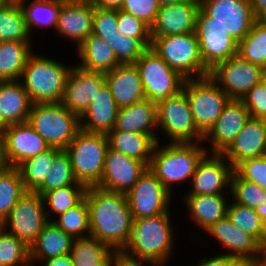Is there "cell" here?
<instances>
[{"label":"cell","instance_id":"cell-57","mask_svg":"<svg viewBox=\"0 0 266 266\" xmlns=\"http://www.w3.org/2000/svg\"><path fill=\"white\" fill-rule=\"evenodd\" d=\"M254 210L262 219L261 241H264L266 240V203Z\"/></svg>","mask_w":266,"mask_h":266},{"label":"cell","instance_id":"cell-46","mask_svg":"<svg viewBox=\"0 0 266 266\" xmlns=\"http://www.w3.org/2000/svg\"><path fill=\"white\" fill-rule=\"evenodd\" d=\"M113 49L120 64H134L147 48L135 38L122 35L120 32L113 39H105Z\"/></svg>","mask_w":266,"mask_h":266},{"label":"cell","instance_id":"cell-24","mask_svg":"<svg viewBox=\"0 0 266 266\" xmlns=\"http://www.w3.org/2000/svg\"><path fill=\"white\" fill-rule=\"evenodd\" d=\"M222 155L233 168L246 159L266 155L264 120L249 118L232 144Z\"/></svg>","mask_w":266,"mask_h":266},{"label":"cell","instance_id":"cell-11","mask_svg":"<svg viewBox=\"0 0 266 266\" xmlns=\"http://www.w3.org/2000/svg\"><path fill=\"white\" fill-rule=\"evenodd\" d=\"M48 223L43 197L27 191L2 222V228L30 247Z\"/></svg>","mask_w":266,"mask_h":266},{"label":"cell","instance_id":"cell-12","mask_svg":"<svg viewBox=\"0 0 266 266\" xmlns=\"http://www.w3.org/2000/svg\"><path fill=\"white\" fill-rule=\"evenodd\" d=\"M199 8L209 16V22L223 27L237 42L256 21L249 0H199Z\"/></svg>","mask_w":266,"mask_h":266},{"label":"cell","instance_id":"cell-60","mask_svg":"<svg viewBox=\"0 0 266 266\" xmlns=\"http://www.w3.org/2000/svg\"><path fill=\"white\" fill-rule=\"evenodd\" d=\"M7 167L5 162H4V158H3V151H2V144L0 141V172Z\"/></svg>","mask_w":266,"mask_h":266},{"label":"cell","instance_id":"cell-40","mask_svg":"<svg viewBox=\"0 0 266 266\" xmlns=\"http://www.w3.org/2000/svg\"><path fill=\"white\" fill-rule=\"evenodd\" d=\"M246 61L263 67L266 62V20H256L250 32L238 42V53Z\"/></svg>","mask_w":266,"mask_h":266},{"label":"cell","instance_id":"cell-2","mask_svg":"<svg viewBox=\"0 0 266 266\" xmlns=\"http://www.w3.org/2000/svg\"><path fill=\"white\" fill-rule=\"evenodd\" d=\"M170 217L168 211L133 220L126 243L117 255L130 261L167 266L175 251V234Z\"/></svg>","mask_w":266,"mask_h":266},{"label":"cell","instance_id":"cell-48","mask_svg":"<svg viewBox=\"0 0 266 266\" xmlns=\"http://www.w3.org/2000/svg\"><path fill=\"white\" fill-rule=\"evenodd\" d=\"M117 10L95 6L92 34L101 39H113L118 33Z\"/></svg>","mask_w":266,"mask_h":266},{"label":"cell","instance_id":"cell-27","mask_svg":"<svg viewBox=\"0 0 266 266\" xmlns=\"http://www.w3.org/2000/svg\"><path fill=\"white\" fill-rule=\"evenodd\" d=\"M118 106L106 84L80 117V128L85 132L107 134L115 125Z\"/></svg>","mask_w":266,"mask_h":266},{"label":"cell","instance_id":"cell-16","mask_svg":"<svg viewBox=\"0 0 266 266\" xmlns=\"http://www.w3.org/2000/svg\"><path fill=\"white\" fill-rule=\"evenodd\" d=\"M0 141L6 166L15 168L50 147L27 121L4 127Z\"/></svg>","mask_w":266,"mask_h":266},{"label":"cell","instance_id":"cell-45","mask_svg":"<svg viewBox=\"0 0 266 266\" xmlns=\"http://www.w3.org/2000/svg\"><path fill=\"white\" fill-rule=\"evenodd\" d=\"M227 217L237 228L261 242L262 219L253 208L229 202Z\"/></svg>","mask_w":266,"mask_h":266},{"label":"cell","instance_id":"cell-19","mask_svg":"<svg viewBox=\"0 0 266 266\" xmlns=\"http://www.w3.org/2000/svg\"><path fill=\"white\" fill-rule=\"evenodd\" d=\"M147 168L144 162L108 148L104 171L97 187L127 194Z\"/></svg>","mask_w":266,"mask_h":266},{"label":"cell","instance_id":"cell-34","mask_svg":"<svg viewBox=\"0 0 266 266\" xmlns=\"http://www.w3.org/2000/svg\"><path fill=\"white\" fill-rule=\"evenodd\" d=\"M33 42H0V81L19 80L27 58L34 52Z\"/></svg>","mask_w":266,"mask_h":266},{"label":"cell","instance_id":"cell-62","mask_svg":"<svg viewBox=\"0 0 266 266\" xmlns=\"http://www.w3.org/2000/svg\"><path fill=\"white\" fill-rule=\"evenodd\" d=\"M3 1H17V2H19L21 0H3Z\"/></svg>","mask_w":266,"mask_h":266},{"label":"cell","instance_id":"cell-59","mask_svg":"<svg viewBox=\"0 0 266 266\" xmlns=\"http://www.w3.org/2000/svg\"><path fill=\"white\" fill-rule=\"evenodd\" d=\"M160 6L170 5V4H176L180 3L185 0H157Z\"/></svg>","mask_w":266,"mask_h":266},{"label":"cell","instance_id":"cell-47","mask_svg":"<svg viewBox=\"0 0 266 266\" xmlns=\"http://www.w3.org/2000/svg\"><path fill=\"white\" fill-rule=\"evenodd\" d=\"M117 22L122 35L138 39L147 49L150 48L151 32L146 23L122 10H117Z\"/></svg>","mask_w":266,"mask_h":266},{"label":"cell","instance_id":"cell-1","mask_svg":"<svg viewBox=\"0 0 266 266\" xmlns=\"http://www.w3.org/2000/svg\"><path fill=\"white\" fill-rule=\"evenodd\" d=\"M85 198L89 208L90 236L116 253L126 243L133 223L126 194L88 187Z\"/></svg>","mask_w":266,"mask_h":266},{"label":"cell","instance_id":"cell-7","mask_svg":"<svg viewBox=\"0 0 266 266\" xmlns=\"http://www.w3.org/2000/svg\"><path fill=\"white\" fill-rule=\"evenodd\" d=\"M106 134L80 130L65 149L69 154L75 180L87 188L100 183L108 149Z\"/></svg>","mask_w":266,"mask_h":266},{"label":"cell","instance_id":"cell-30","mask_svg":"<svg viewBox=\"0 0 266 266\" xmlns=\"http://www.w3.org/2000/svg\"><path fill=\"white\" fill-rule=\"evenodd\" d=\"M80 68L107 73L120 65L111 46L100 37L91 34L77 49Z\"/></svg>","mask_w":266,"mask_h":266},{"label":"cell","instance_id":"cell-20","mask_svg":"<svg viewBox=\"0 0 266 266\" xmlns=\"http://www.w3.org/2000/svg\"><path fill=\"white\" fill-rule=\"evenodd\" d=\"M249 111L241 100L230 99L225 105L220 117L204 135L203 143L210 142V148L206 146L209 154H223L234 141L249 120ZM210 150V151H209Z\"/></svg>","mask_w":266,"mask_h":266},{"label":"cell","instance_id":"cell-42","mask_svg":"<svg viewBox=\"0 0 266 266\" xmlns=\"http://www.w3.org/2000/svg\"><path fill=\"white\" fill-rule=\"evenodd\" d=\"M72 184H81L75 180L69 154L61 149L55 156L51 171L46 175L43 184L35 191L41 196L46 192Z\"/></svg>","mask_w":266,"mask_h":266},{"label":"cell","instance_id":"cell-63","mask_svg":"<svg viewBox=\"0 0 266 266\" xmlns=\"http://www.w3.org/2000/svg\"><path fill=\"white\" fill-rule=\"evenodd\" d=\"M2 129H3V127L0 125V134H1Z\"/></svg>","mask_w":266,"mask_h":266},{"label":"cell","instance_id":"cell-52","mask_svg":"<svg viewBox=\"0 0 266 266\" xmlns=\"http://www.w3.org/2000/svg\"><path fill=\"white\" fill-rule=\"evenodd\" d=\"M196 266H247L240 259L226 254H218L214 257H204Z\"/></svg>","mask_w":266,"mask_h":266},{"label":"cell","instance_id":"cell-38","mask_svg":"<svg viewBox=\"0 0 266 266\" xmlns=\"http://www.w3.org/2000/svg\"><path fill=\"white\" fill-rule=\"evenodd\" d=\"M86 190L84 184H72L46 192L42 197L49 222L78 205L85 198ZM52 214L54 218H50Z\"/></svg>","mask_w":266,"mask_h":266},{"label":"cell","instance_id":"cell-25","mask_svg":"<svg viewBox=\"0 0 266 266\" xmlns=\"http://www.w3.org/2000/svg\"><path fill=\"white\" fill-rule=\"evenodd\" d=\"M104 78L119 109L146 98L135 64H120L113 70L104 73Z\"/></svg>","mask_w":266,"mask_h":266},{"label":"cell","instance_id":"cell-18","mask_svg":"<svg viewBox=\"0 0 266 266\" xmlns=\"http://www.w3.org/2000/svg\"><path fill=\"white\" fill-rule=\"evenodd\" d=\"M104 85V73L72 65L60 103L81 117Z\"/></svg>","mask_w":266,"mask_h":266},{"label":"cell","instance_id":"cell-33","mask_svg":"<svg viewBox=\"0 0 266 266\" xmlns=\"http://www.w3.org/2000/svg\"><path fill=\"white\" fill-rule=\"evenodd\" d=\"M74 266H110L117 253L92 236L76 238L69 253Z\"/></svg>","mask_w":266,"mask_h":266},{"label":"cell","instance_id":"cell-36","mask_svg":"<svg viewBox=\"0 0 266 266\" xmlns=\"http://www.w3.org/2000/svg\"><path fill=\"white\" fill-rule=\"evenodd\" d=\"M65 0H26L19 1L24 12L26 25L30 35L33 37L36 28H50L55 30L58 21L60 6ZM32 33V34H31Z\"/></svg>","mask_w":266,"mask_h":266},{"label":"cell","instance_id":"cell-14","mask_svg":"<svg viewBox=\"0 0 266 266\" xmlns=\"http://www.w3.org/2000/svg\"><path fill=\"white\" fill-rule=\"evenodd\" d=\"M209 76L229 96L241 100L247 92L263 80L262 67L254 65L238 54L217 64Z\"/></svg>","mask_w":266,"mask_h":266},{"label":"cell","instance_id":"cell-21","mask_svg":"<svg viewBox=\"0 0 266 266\" xmlns=\"http://www.w3.org/2000/svg\"><path fill=\"white\" fill-rule=\"evenodd\" d=\"M95 6L91 0H65L58 14L55 31L76 43V49L92 34Z\"/></svg>","mask_w":266,"mask_h":266},{"label":"cell","instance_id":"cell-31","mask_svg":"<svg viewBox=\"0 0 266 266\" xmlns=\"http://www.w3.org/2000/svg\"><path fill=\"white\" fill-rule=\"evenodd\" d=\"M106 136L110 149L142 161L148 167L150 166L154 148L158 143L152 136L114 129L108 132Z\"/></svg>","mask_w":266,"mask_h":266},{"label":"cell","instance_id":"cell-44","mask_svg":"<svg viewBox=\"0 0 266 266\" xmlns=\"http://www.w3.org/2000/svg\"><path fill=\"white\" fill-rule=\"evenodd\" d=\"M229 190L234 203L253 209L266 203V191L259 185L241 178L235 171L231 176Z\"/></svg>","mask_w":266,"mask_h":266},{"label":"cell","instance_id":"cell-28","mask_svg":"<svg viewBox=\"0 0 266 266\" xmlns=\"http://www.w3.org/2000/svg\"><path fill=\"white\" fill-rule=\"evenodd\" d=\"M31 101L19 80L0 81V125L26 122L29 118Z\"/></svg>","mask_w":266,"mask_h":266},{"label":"cell","instance_id":"cell-50","mask_svg":"<svg viewBox=\"0 0 266 266\" xmlns=\"http://www.w3.org/2000/svg\"><path fill=\"white\" fill-rule=\"evenodd\" d=\"M159 8L157 0H124L120 10L132 14L151 28Z\"/></svg>","mask_w":266,"mask_h":266},{"label":"cell","instance_id":"cell-22","mask_svg":"<svg viewBox=\"0 0 266 266\" xmlns=\"http://www.w3.org/2000/svg\"><path fill=\"white\" fill-rule=\"evenodd\" d=\"M207 232L227 250L226 255L240 259L245 265L252 266L258 257L259 242L250 234L242 231L231 223L226 216L212 224Z\"/></svg>","mask_w":266,"mask_h":266},{"label":"cell","instance_id":"cell-5","mask_svg":"<svg viewBox=\"0 0 266 266\" xmlns=\"http://www.w3.org/2000/svg\"><path fill=\"white\" fill-rule=\"evenodd\" d=\"M27 122L50 147L66 149L81 130L80 117L59 103L32 104Z\"/></svg>","mask_w":266,"mask_h":266},{"label":"cell","instance_id":"cell-10","mask_svg":"<svg viewBox=\"0 0 266 266\" xmlns=\"http://www.w3.org/2000/svg\"><path fill=\"white\" fill-rule=\"evenodd\" d=\"M134 64L139 71L146 99L157 103L184 87L186 79L151 48H148Z\"/></svg>","mask_w":266,"mask_h":266},{"label":"cell","instance_id":"cell-29","mask_svg":"<svg viewBox=\"0 0 266 266\" xmlns=\"http://www.w3.org/2000/svg\"><path fill=\"white\" fill-rule=\"evenodd\" d=\"M184 203L195 226L205 231L227 216L229 201L225 194L184 195Z\"/></svg>","mask_w":266,"mask_h":266},{"label":"cell","instance_id":"cell-23","mask_svg":"<svg viewBox=\"0 0 266 266\" xmlns=\"http://www.w3.org/2000/svg\"><path fill=\"white\" fill-rule=\"evenodd\" d=\"M199 0L160 6L150 28L151 38L195 32Z\"/></svg>","mask_w":266,"mask_h":266},{"label":"cell","instance_id":"cell-61","mask_svg":"<svg viewBox=\"0 0 266 266\" xmlns=\"http://www.w3.org/2000/svg\"><path fill=\"white\" fill-rule=\"evenodd\" d=\"M262 70H263V75H264L263 80L266 82V62L264 66L262 67Z\"/></svg>","mask_w":266,"mask_h":266},{"label":"cell","instance_id":"cell-56","mask_svg":"<svg viewBox=\"0 0 266 266\" xmlns=\"http://www.w3.org/2000/svg\"><path fill=\"white\" fill-rule=\"evenodd\" d=\"M146 264H149L148 266H157L154 264L150 263H145V262H135V261H130L126 258H124L121 255H117L111 262L110 266H146Z\"/></svg>","mask_w":266,"mask_h":266},{"label":"cell","instance_id":"cell-13","mask_svg":"<svg viewBox=\"0 0 266 266\" xmlns=\"http://www.w3.org/2000/svg\"><path fill=\"white\" fill-rule=\"evenodd\" d=\"M133 220L153 217L170 210L172 194L149 169L126 194Z\"/></svg>","mask_w":266,"mask_h":266},{"label":"cell","instance_id":"cell-58","mask_svg":"<svg viewBox=\"0 0 266 266\" xmlns=\"http://www.w3.org/2000/svg\"><path fill=\"white\" fill-rule=\"evenodd\" d=\"M252 266H266V240L259 243L258 257Z\"/></svg>","mask_w":266,"mask_h":266},{"label":"cell","instance_id":"cell-8","mask_svg":"<svg viewBox=\"0 0 266 266\" xmlns=\"http://www.w3.org/2000/svg\"><path fill=\"white\" fill-rule=\"evenodd\" d=\"M157 129L165 134L169 143L202 142L204 135L195 125L192 111L182 90L156 103Z\"/></svg>","mask_w":266,"mask_h":266},{"label":"cell","instance_id":"cell-43","mask_svg":"<svg viewBox=\"0 0 266 266\" xmlns=\"http://www.w3.org/2000/svg\"><path fill=\"white\" fill-rule=\"evenodd\" d=\"M0 266H31L30 247L3 228L0 230Z\"/></svg>","mask_w":266,"mask_h":266},{"label":"cell","instance_id":"cell-53","mask_svg":"<svg viewBox=\"0 0 266 266\" xmlns=\"http://www.w3.org/2000/svg\"><path fill=\"white\" fill-rule=\"evenodd\" d=\"M30 262H31V266H36L35 265L36 262L41 264L38 266H74L70 254L49 258L43 261H30Z\"/></svg>","mask_w":266,"mask_h":266},{"label":"cell","instance_id":"cell-35","mask_svg":"<svg viewBox=\"0 0 266 266\" xmlns=\"http://www.w3.org/2000/svg\"><path fill=\"white\" fill-rule=\"evenodd\" d=\"M24 12L17 1L0 2V42H32Z\"/></svg>","mask_w":266,"mask_h":266},{"label":"cell","instance_id":"cell-3","mask_svg":"<svg viewBox=\"0 0 266 266\" xmlns=\"http://www.w3.org/2000/svg\"><path fill=\"white\" fill-rule=\"evenodd\" d=\"M203 142L168 143L158 142L154 148L148 167L163 186L173 195L174 186L178 183L191 182L197 164L207 153ZM162 145V146H160ZM185 181V182H184Z\"/></svg>","mask_w":266,"mask_h":266},{"label":"cell","instance_id":"cell-55","mask_svg":"<svg viewBox=\"0 0 266 266\" xmlns=\"http://www.w3.org/2000/svg\"><path fill=\"white\" fill-rule=\"evenodd\" d=\"M94 6L104 9L120 10L124 0H91Z\"/></svg>","mask_w":266,"mask_h":266},{"label":"cell","instance_id":"cell-15","mask_svg":"<svg viewBox=\"0 0 266 266\" xmlns=\"http://www.w3.org/2000/svg\"><path fill=\"white\" fill-rule=\"evenodd\" d=\"M195 33L204 66L209 71L238 53V42L223 27L209 22V16L200 8L196 16Z\"/></svg>","mask_w":266,"mask_h":266},{"label":"cell","instance_id":"cell-9","mask_svg":"<svg viewBox=\"0 0 266 266\" xmlns=\"http://www.w3.org/2000/svg\"><path fill=\"white\" fill-rule=\"evenodd\" d=\"M185 94L195 125L205 135L220 117L230 98L209 75L186 79Z\"/></svg>","mask_w":266,"mask_h":266},{"label":"cell","instance_id":"cell-6","mask_svg":"<svg viewBox=\"0 0 266 266\" xmlns=\"http://www.w3.org/2000/svg\"><path fill=\"white\" fill-rule=\"evenodd\" d=\"M151 50L185 79L208 76L195 32L151 38Z\"/></svg>","mask_w":266,"mask_h":266},{"label":"cell","instance_id":"cell-32","mask_svg":"<svg viewBox=\"0 0 266 266\" xmlns=\"http://www.w3.org/2000/svg\"><path fill=\"white\" fill-rule=\"evenodd\" d=\"M74 239L49 222L30 246V261H43L71 252Z\"/></svg>","mask_w":266,"mask_h":266},{"label":"cell","instance_id":"cell-54","mask_svg":"<svg viewBox=\"0 0 266 266\" xmlns=\"http://www.w3.org/2000/svg\"><path fill=\"white\" fill-rule=\"evenodd\" d=\"M256 20H266V0H249Z\"/></svg>","mask_w":266,"mask_h":266},{"label":"cell","instance_id":"cell-4","mask_svg":"<svg viewBox=\"0 0 266 266\" xmlns=\"http://www.w3.org/2000/svg\"><path fill=\"white\" fill-rule=\"evenodd\" d=\"M72 66L33 52L19 79L32 104L59 103Z\"/></svg>","mask_w":266,"mask_h":266},{"label":"cell","instance_id":"cell-49","mask_svg":"<svg viewBox=\"0 0 266 266\" xmlns=\"http://www.w3.org/2000/svg\"><path fill=\"white\" fill-rule=\"evenodd\" d=\"M234 171L243 179L259 185L266 191V155L246 159Z\"/></svg>","mask_w":266,"mask_h":266},{"label":"cell","instance_id":"cell-26","mask_svg":"<svg viewBox=\"0 0 266 266\" xmlns=\"http://www.w3.org/2000/svg\"><path fill=\"white\" fill-rule=\"evenodd\" d=\"M116 131L142 133L161 142L157 132L156 103L149 99L120 108L114 125Z\"/></svg>","mask_w":266,"mask_h":266},{"label":"cell","instance_id":"cell-37","mask_svg":"<svg viewBox=\"0 0 266 266\" xmlns=\"http://www.w3.org/2000/svg\"><path fill=\"white\" fill-rule=\"evenodd\" d=\"M61 149L49 147L33 158L23 161L16 168L19 170L26 191L35 192L51 171L54 156Z\"/></svg>","mask_w":266,"mask_h":266},{"label":"cell","instance_id":"cell-17","mask_svg":"<svg viewBox=\"0 0 266 266\" xmlns=\"http://www.w3.org/2000/svg\"><path fill=\"white\" fill-rule=\"evenodd\" d=\"M233 166L222 154L206 153L197 164L186 195L225 194L231 187ZM226 187V188H225Z\"/></svg>","mask_w":266,"mask_h":266},{"label":"cell","instance_id":"cell-51","mask_svg":"<svg viewBox=\"0 0 266 266\" xmlns=\"http://www.w3.org/2000/svg\"><path fill=\"white\" fill-rule=\"evenodd\" d=\"M250 118L266 119V82L262 80L241 99Z\"/></svg>","mask_w":266,"mask_h":266},{"label":"cell","instance_id":"cell-39","mask_svg":"<svg viewBox=\"0 0 266 266\" xmlns=\"http://www.w3.org/2000/svg\"><path fill=\"white\" fill-rule=\"evenodd\" d=\"M26 192L17 168L5 167L0 172V223L7 218L12 208Z\"/></svg>","mask_w":266,"mask_h":266},{"label":"cell","instance_id":"cell-41","mask_svg":"<svg viewBox=\"0 0 266 266\" xmlns=\"http://www.w3.org/2000/svg\"><path fill=\"white\" fill-rule=\"evenodd\" d=\"M52 223L73 239L90 236L89 208L86 198L57 216Z\"/></svg>","mask_w":266,"mask_h":266}]
</instances>
